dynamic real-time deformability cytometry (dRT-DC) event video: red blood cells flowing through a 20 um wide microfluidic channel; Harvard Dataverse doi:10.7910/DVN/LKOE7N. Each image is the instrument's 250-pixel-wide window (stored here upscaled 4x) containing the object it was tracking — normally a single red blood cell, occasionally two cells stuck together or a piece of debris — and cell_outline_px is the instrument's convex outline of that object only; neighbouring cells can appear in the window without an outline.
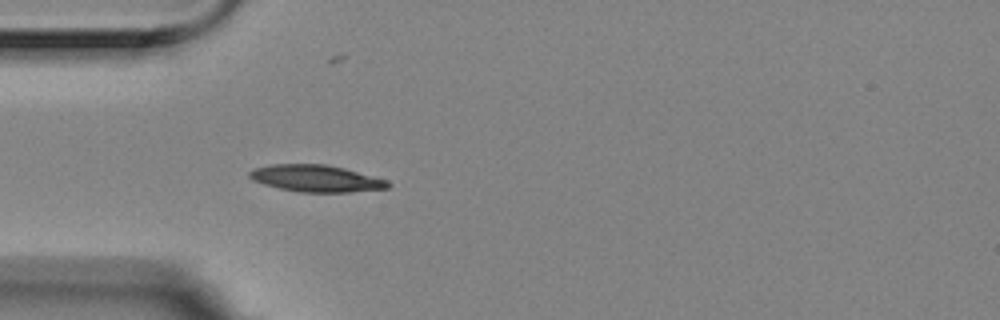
{"species": "Egyptian fruit bat (a non-hibernating species)", "species_latin": "Rousettus aegyptiacus", "temperature_condition": "room temperature", "stored_images_in_passage": 4, "camera_frame_rate_fps": 3000, "um_per_image_px": 0.085, "animal": {"sex": "female"}, "frame": {"image": 1, "passage_image": 4, "time_ms": 1.0, "image_size_px": [1000, 320], "cell_outline_px": [[392, 184], [388, 188], [348, 192], [300, 192], [280, 188], [264, 184], [252, 180], [248, 176], [248, 172], [252, 168], [272, 164], [324, 164], [344, 168], [388, 180]], "centroid_in_image_um": [26.85, 15.16], "position_along_channel_um": 58.2, "area_um2": 21.68}}